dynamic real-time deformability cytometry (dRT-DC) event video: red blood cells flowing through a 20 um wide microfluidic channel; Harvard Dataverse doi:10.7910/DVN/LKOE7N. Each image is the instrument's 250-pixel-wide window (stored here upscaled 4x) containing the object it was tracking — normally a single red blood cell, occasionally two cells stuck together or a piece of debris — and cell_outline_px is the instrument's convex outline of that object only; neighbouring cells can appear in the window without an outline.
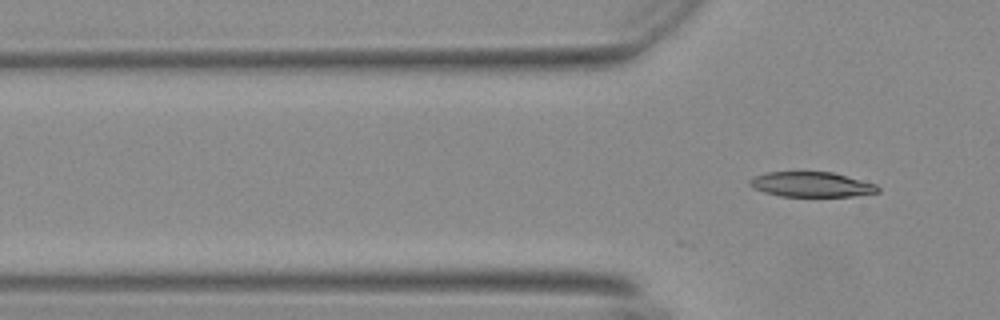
{"species": "Egyptian fruit bat (a non-hibernating species)", "species_latin": "Rousettus aegyptiacus", "temperature_condition": "warm", "stored_images_in_passage": 3, "camera_frame_rate_fps": 3000, "um_per_image_px": 0.085, "animal": {"sex": "female"}, "frame": {"image": 1, "passage_image": 3, "time_ms": 0.667, "image_size_px": [1000, 320], "cell_outline_px": [[880, 192], [852, 196], [780, 196], [764, 192], [752, 188], [748, 184], [748, 180], [752, 176], [768, 172], [832, 172], [876, 184], [880, 188]], "centroid_in_image_um": [68.93, 15.68], "position_along_channel_um": 56.9, "area_um2": 18.73}}